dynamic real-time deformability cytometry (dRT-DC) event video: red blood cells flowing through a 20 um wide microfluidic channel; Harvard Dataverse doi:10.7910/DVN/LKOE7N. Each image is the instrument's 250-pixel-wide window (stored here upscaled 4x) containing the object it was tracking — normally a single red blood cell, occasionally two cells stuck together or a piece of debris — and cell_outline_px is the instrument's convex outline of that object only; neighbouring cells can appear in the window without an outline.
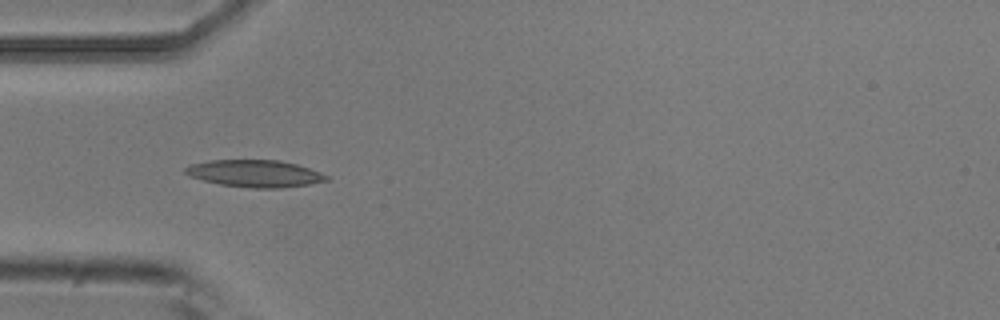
{"species": "common noctule bat (a hibernating species)", "species_latin": "Nyctalus noctula", "temperature_condition": "room temperature", "stored_images_in_passage": 5, "camera_frame_rate_fps": 3000, "um_per_image_px": 0.085, "animal": {"sex": "male", "body_mass_g": 20.5, "forearm_length_mm": 52.5}, "frame": {"image": 1, "passage_image": 4, "time_ms": 1.0, "image_size_px": [1000, 320], "cell_outline_px": [[328, 180], [308, 184], [284, 188], [252, 188], [220, 184], [188, 176], [184, 172], [184, 168], [192, 164], [208, 160], [280, 160], [296, 164], [320, 172], [328, 176]], "centroid_in_image_um": [21.65, 14.75], "position_along_channel_um": 63.4, "area_um2": 22.2}}
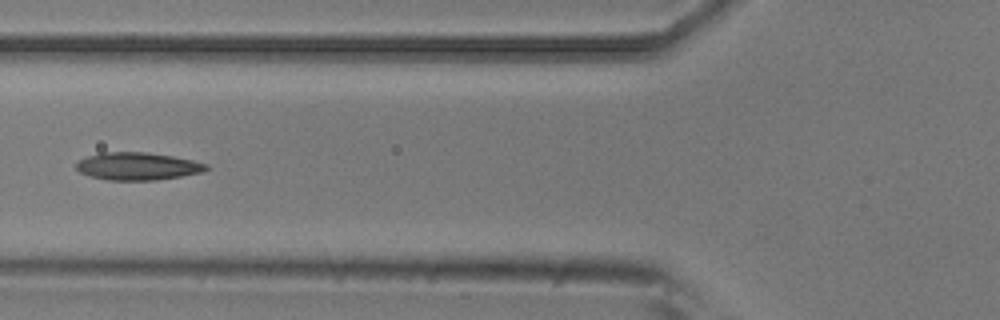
{"frame": {"image": 2, "passage_image": 5, "time_ms": 1.333, "image_size_px": [1000, 320], "cell_outline_px": [[208, 168], [204, 172], [156, 180], [108, 180], [92, 176], [80, 172], [76, 168], [76, 164], [80, 160], [88, 156], [100, 152], [148, 152], [172, 156], [192, 160], [208, 164]], "centroid_in_image_um": [11.71, 14.12], "position_along_channel_um": 114.1, "area_um2": 20.81}}